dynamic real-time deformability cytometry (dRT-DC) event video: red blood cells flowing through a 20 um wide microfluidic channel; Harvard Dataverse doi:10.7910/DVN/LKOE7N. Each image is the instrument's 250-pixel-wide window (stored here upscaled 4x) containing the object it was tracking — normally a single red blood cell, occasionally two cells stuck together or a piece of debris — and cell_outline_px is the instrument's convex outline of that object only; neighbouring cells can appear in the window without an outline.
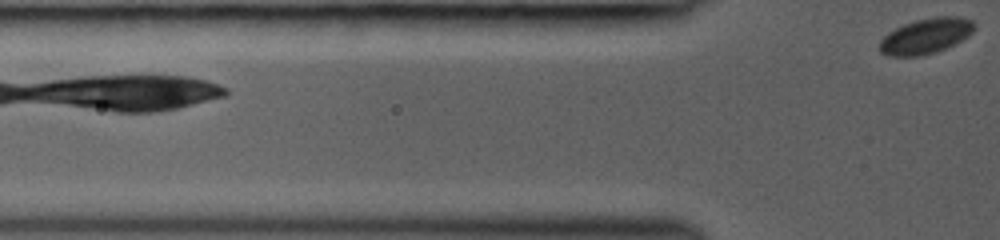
{"species": "common noctule bat (a hibernating species)", "species_latin": "Nyctalus noctula", "temperature_condition": "room temperature", "stored_images_in_passage": 4, "camera_frame_rate_fps": 3000, "um_per_image_px": 0.085, "animal": {"sex": "female", "body_mass_g": 19.0, "forearm_length_mm": 53.3}, "frame": {"image": 1, "passage_image": 4, "time_ms": 1.333, "image_size_px": [1000, 240], "cell_outline_px": [[976, 24], [972, 32], [968, 36], [936, 52], [920, 56], [888, 56], [880, 52], [880, 40], [888, 32], [904, 24], [916, 20], [936, 16], [956, 16], [972, 20]], "centroid_in_image_um": [78.68, 3.05], "position_along_channel_um": 47.1, "area_um2": 19.42}}